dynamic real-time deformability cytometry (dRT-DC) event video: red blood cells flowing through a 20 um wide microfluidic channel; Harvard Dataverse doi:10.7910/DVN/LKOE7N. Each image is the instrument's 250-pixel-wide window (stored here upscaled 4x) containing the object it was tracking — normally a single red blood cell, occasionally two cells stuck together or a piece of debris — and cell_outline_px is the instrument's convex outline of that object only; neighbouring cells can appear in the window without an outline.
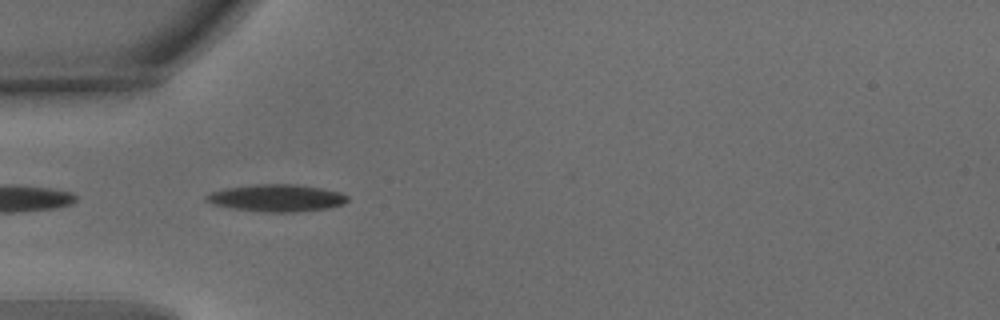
{"species": "common noctule bat (a hibernating species)", "species_latin": "Nyctalus noctula", "temperature_condition": "warm", "stored_images_in_passage": 5, "camera_frame_rate_fps": 3000, "um_per_image_px": 0.085, "animal": {"sex": "male", "body_mass_g": 15.6}, "frame": {"image": 1, "passage_image": 2, "time_ms": 0.333, "image_size_px": [1000, 320], "cell_outline_px": [[348, 200], [344, 204], [328, 208], [300, 212], [260, 212], [232, 208], [212, 204], [204, 200], [204, 196], [212, 192], [224, 188], [256, 184], [296, 184], [320, 188], [340, 192], [348, 196]], "centroid_in_image_um": [23.5, 16.83], "position_along_channel_um": 61.5, "area_um2": 22.54}}